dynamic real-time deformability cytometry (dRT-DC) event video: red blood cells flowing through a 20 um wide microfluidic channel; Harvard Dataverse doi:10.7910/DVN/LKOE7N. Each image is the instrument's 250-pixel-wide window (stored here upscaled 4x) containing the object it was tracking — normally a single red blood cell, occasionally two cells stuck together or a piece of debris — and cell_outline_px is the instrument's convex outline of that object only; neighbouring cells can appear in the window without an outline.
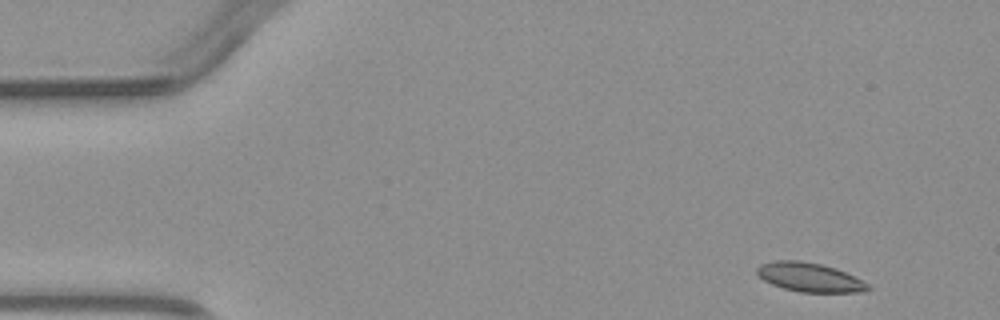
{"species": "common noctule bat (a hibernating species)", "species_latin": "Nyctalus noctula", "temperature_condition": "warm", "stored_images_in_passage": 3, "camera_frame_rate_fps": 3000, "um_per_image_px": 0.085, "animal": {"sex": "male", "body_mass_g": 23.1, "forearm_length_mm": 52.7}, "frame": {"image": 1, "passage_image": 1, "time_ms": 0.0, "image_size_px": [1000, 320], "cell_outline_px": [[872, 288], [860, 292], [800, 292], [784, 288], [772, 284], [764, 280], [756, 272], [756, 268], [760, 264], [772, 260], [800, 260], [820, 264], [836, 268], [868, 284]], "centroid_in_image_um": [68.77, 23.56], "position_along_channel_um": 16.2, "area_um2": 18.61}}